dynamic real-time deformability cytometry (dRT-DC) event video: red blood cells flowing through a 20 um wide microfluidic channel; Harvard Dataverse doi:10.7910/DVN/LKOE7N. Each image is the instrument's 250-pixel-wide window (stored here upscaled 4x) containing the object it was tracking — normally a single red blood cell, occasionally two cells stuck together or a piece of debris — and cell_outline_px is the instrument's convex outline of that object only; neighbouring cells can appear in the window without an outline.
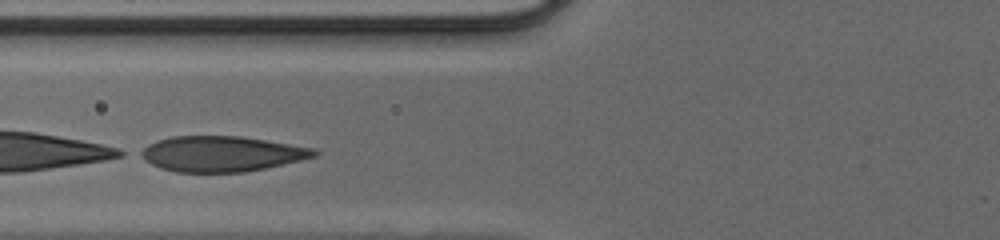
{"species": "human", "species_latin": "Homo sapiens", "temperature_condition": "cold", "stored_images_in_passage": 29, "camera_frame_rate_fps": 3000, "um_per_image_px": 0.085, "donor": {"sex": "male"}, "frame": {"image": 1, "passage_image": 9, "time_ms": 2.667, "image_size_px": [1000, 240], "cell_outline_px": [[320, 152], [316, 156], [300, 160], [264, 168], [244, 172], [176, 172], [160, 168], [136, 156], [136, 152], [148, 144], [156, 140], [172, 136], [240, 136], [316, 148]], "centroid_in_image_um": [18.77, 13.07], "position_along_channel_um": 107.0, "area_um2": 36.07}}
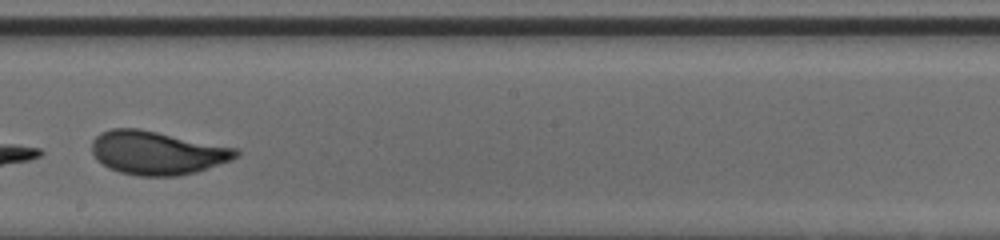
{"frame": {"image": 2, "passage_image": 18, "time_ms": 5.667, "image_size_px": [1000, 240], "cell_outline_px": [[240, 152], [232, 160], [196, 172], [176, 176], [140, 176], [120, 172], [108, 168], [96, 160], [92, 152], [92, 140], [100, 132], [112, 128], [140, 128], [240, 148]], "centroid_in_image_um": [13.36, 12.97], "position_along_channel_um": 234.8, "area_um2": 36.99}}
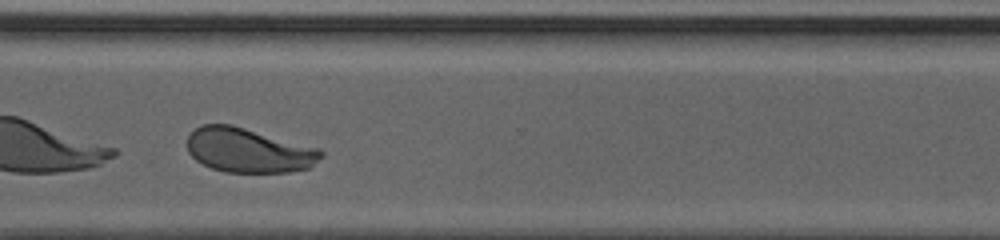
{"frame": {"image": 3, "passage_image": 26, "time_ms": 8.333, "image_size_px": [1000, 240], "cell_outline_px": [[324, 156], [308, 168], [288, 172], [224, 172], [212, 168], [196, 160], [188, 152], [188, 136], [196, 128], [204, 124], [232, 124], [320, 148], [324, 152]], "centroid_in_image_um": [21.16, 12.77], "position_along_channel_um": 349.4, "area_um2": 34.74}}